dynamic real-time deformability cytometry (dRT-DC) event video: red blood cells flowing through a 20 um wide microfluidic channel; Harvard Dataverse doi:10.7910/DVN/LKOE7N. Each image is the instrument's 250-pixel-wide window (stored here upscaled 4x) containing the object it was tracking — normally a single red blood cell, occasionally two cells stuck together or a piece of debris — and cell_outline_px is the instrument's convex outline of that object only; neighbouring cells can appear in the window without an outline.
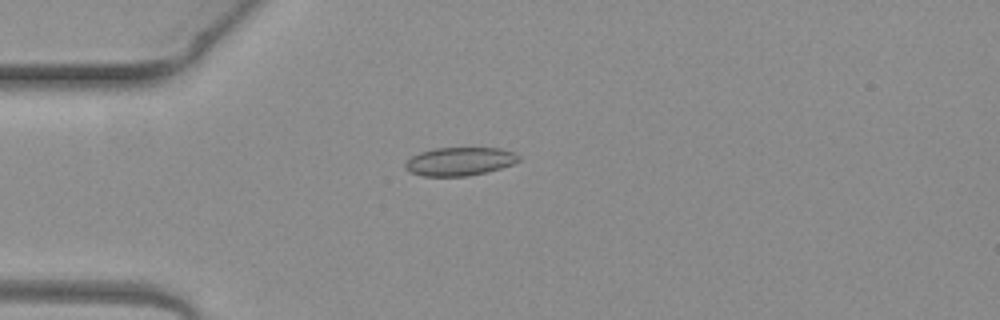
{"species": "common noctule bat (a hibernating species)", "species_latin": "Nyctalus noctula", "temperature_condition": "warm", "stored_images_in_passage": 3, "camera_frame_rate_fps": 3000, "um_per_image_px": 0.085, "animal": {"sex": "female", "body_mass_g": 19.3, "forearm_length_mm": 54.1}, "frame": {"image": 1, "passage_image": 3, "time_ms": 0.667, "image_size_px": [1000, 320], "cell_outline_px": [[520, 160], [512, 164], [500, 168], [468, 176], [424, 176], [412, 172], [404, 168], [404, 164], [412, 156], [420, 152], [432, 148], [500, 148], [516, 152], [520, 156]], "centroid_in_image_um": [39.08, 13.71], "position_along_channel_um": 45.9, "area_um2": 18.73}}